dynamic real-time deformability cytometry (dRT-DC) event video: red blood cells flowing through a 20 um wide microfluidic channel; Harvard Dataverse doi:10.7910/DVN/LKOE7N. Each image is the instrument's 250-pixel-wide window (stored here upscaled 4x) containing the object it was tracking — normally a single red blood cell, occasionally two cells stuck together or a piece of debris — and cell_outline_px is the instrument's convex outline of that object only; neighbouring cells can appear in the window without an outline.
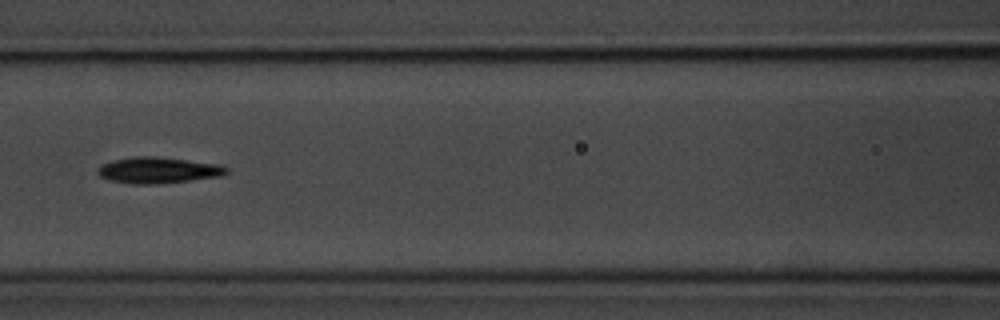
{"species": "common noctule bat (a hibernating species)", "species_latin": "Nyctalus noctula", "temperature_condition": "room temperature", "stored_images_in_passage": 3, "camera_frame_rate_fps": 3000, "um_per_image_px": 0.085, "animal": {"sex": "male", "body_mass_g": 20.1, "forearm_length_mm": 53.5}, "frame": {"image": 1, "passage_image": 3, "time_ms": 2.333, "image_size_px": [1000, 320], "cell_outline_px": [[228, 172], [220, 176], [156, 184], [132, 184], [108, 180], [100, 176], [96, 172], [96, 168], [112, 160], [132, 156], [152, 156], [224, 164], [228, 168]], "centroid_in_image_um": [13.43, 14.46], "position_along_channel_um": 153.2, "area_um2": 19.71}}